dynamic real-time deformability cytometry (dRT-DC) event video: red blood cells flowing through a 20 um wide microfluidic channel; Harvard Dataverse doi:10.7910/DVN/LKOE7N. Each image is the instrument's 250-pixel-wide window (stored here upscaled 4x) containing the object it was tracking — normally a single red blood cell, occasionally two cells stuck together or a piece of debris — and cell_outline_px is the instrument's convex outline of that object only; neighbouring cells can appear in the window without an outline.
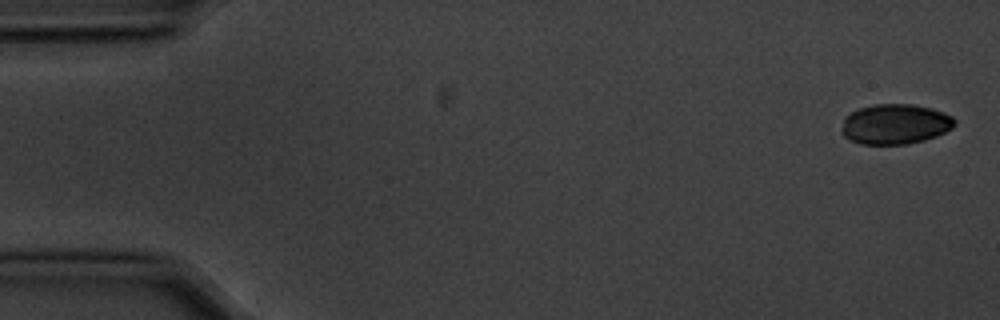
{"species": "common noctule bat (a hibernating species)", "species_latin": "Nyctalus noctula", "temperature_condition": "cold", "stored_images_in_passage": 5, "camera_frame_rate_fps": 3000, "um_per_image_px": 0.085, "animal": {"sex": "male", "body_mass_g": 20.1, "forearm_length_mm": 53.5}, "frame": {"image": 1, "passage_image": 1, "time_ms": 0.0, "image_size_px": [1000, 320], "cell_outline_px": [[956, 124], [952, 128], [936, 136], [924, 140], [908, 144], [860, 144], [844, 136], [840, 132], [844, 116], [860, 108], [872, 104], [912, 104], [932, 108], [944, 112], [952, 116], [956, 120]], "centroid_in_image_um": [76.09, 10.54], "position_along_channel_um": 8.9, "area_um2": 26.65}}
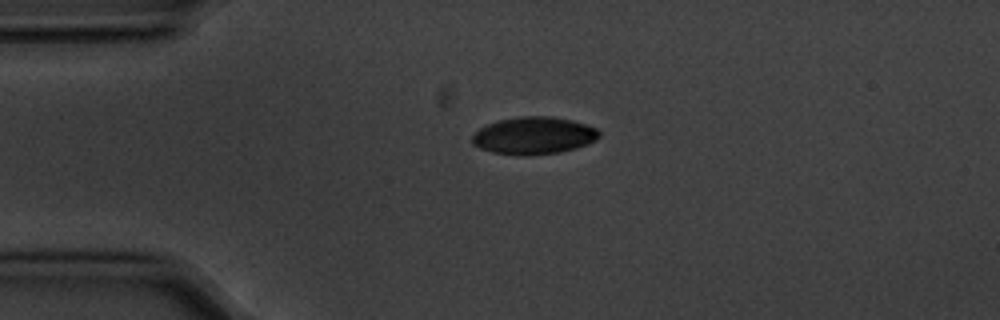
{"frame": {"image": 2, "passage_image": 4, "time_ms": 1.0, "image_size_px": [1000, 320], "cell_outline_px": [[600, 136], [596, 140], [588, 144], [576, 148], [560, 152], [524, 156], [492, 152], [480, 148], [472, 144], [472, 136], [480, 128], [488, 124], [500, 120], [516, 116], [552, 116], [572, 120], [588, 124], [596, 128], [600, 132]], "centroid_in_image_um": [45.4, 11.52], "position_along_channel_um": 39.6, "area_um2": 27.8}}